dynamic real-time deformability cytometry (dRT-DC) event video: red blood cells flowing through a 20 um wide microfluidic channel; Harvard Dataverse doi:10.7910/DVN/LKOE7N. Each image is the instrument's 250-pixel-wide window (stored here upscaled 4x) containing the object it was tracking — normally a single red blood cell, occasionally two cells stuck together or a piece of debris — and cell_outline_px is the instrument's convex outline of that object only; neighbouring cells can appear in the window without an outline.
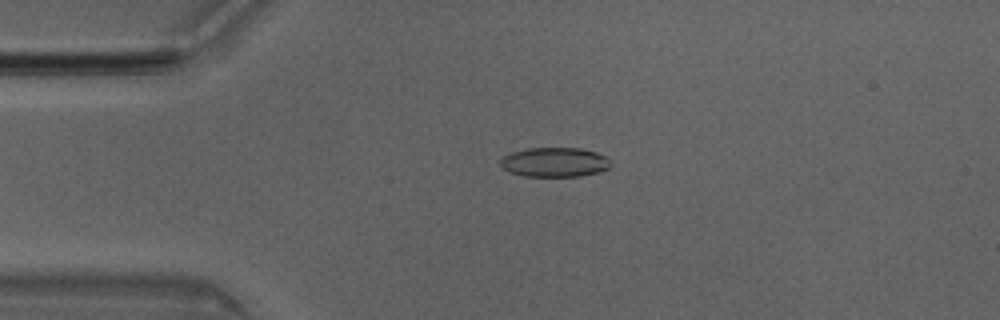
{"species": "Egyptian fruit bat (a non-hibernating species)", "species_latin": "Rousettus aegyptiacus", "temperature_condition": "room temperature", "stored_images_in_passage": 50, "camera_frame_rate_fps": 3000, "um_per_image_px": 0.085, "animal": {"sex": "male"}, "frame": {"image": 1, "passage_image": 11, "time_ms": 3.333, "image_size_px": [1000, 320], "cell_outline_px": [[608, 168], [596, 172], [576, 176], [524, 176], [508, 172], [500, 164], [500, 160], [504, 156], [512, 152], [528, 148], [580, 148], [596, 152], [604, 156], [608, 160]], "centroid_in_image_um": [47.08, 13.78], "position_along_channel_um": 37.9, "area_um2": 18.61}}
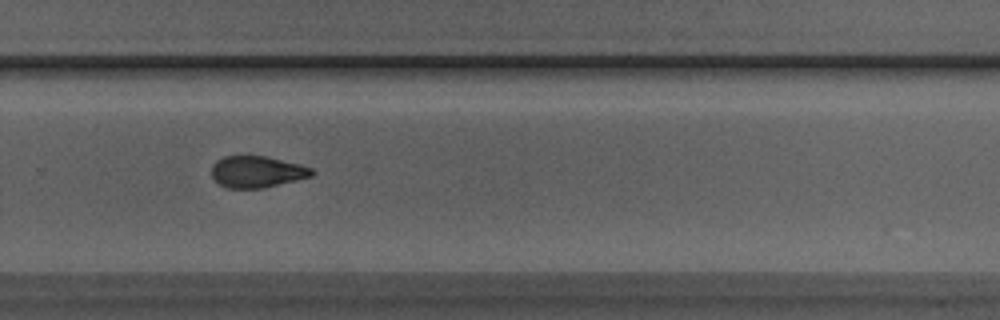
{"frame": {"image": 2, "passage_image": 33, "time_ms": 10.667, "image_size_px": [1000, 320], "cell_outline_px": [[316, 172], [312, 176], [264, 188], [228, 188], [220, 184], [212, 176], [212, 164], [216, 160], [224, 156], [264, 156], [300, 164], [312, 168]], "centroid_in_image_um": [21.85, 14.6], "position_along_channel_um": 308.0, "area_um2": 18.38}}
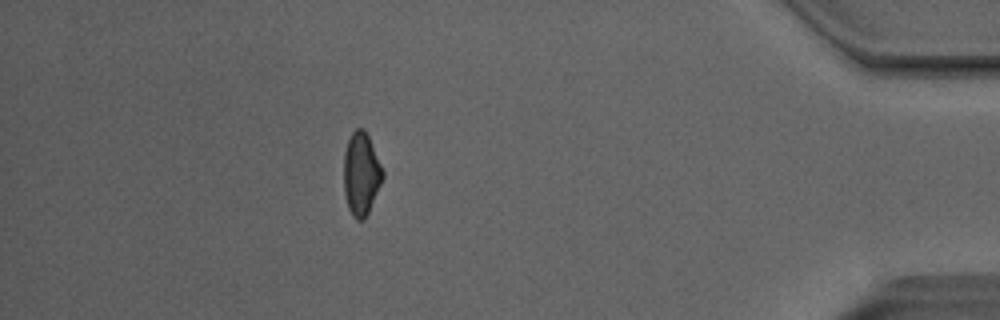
{"frame": {"image": 3, "passage_image": 44, "time_ms": 14.333, "image_size_px": [1000, 320], "cell_outline_px": [[384, 176], [368, 212], [364, 220], [356, 220], [352, 216], [348, 208], [344, 192], [344, 152], [348, 140], [352, 132], [356, 128], [364, 128], [368, 136], [384, 172]], "centroid_in_image_um": [30.69, 14.78], "position_along_channel_um": 404.5, "area_um2": 18.67}, "authors_computed_cell_mechanics": {"area_um2": 19.3052, "velocity_mm_per_s": 4.0697, "shape_relaxation_time_tau1_ms": 3.6743, "shape_relaxation_time_tau2_ms": 2.4741, "deformation_change_tau1": 0.118, "deformation_change_tau2": 0.0818}}